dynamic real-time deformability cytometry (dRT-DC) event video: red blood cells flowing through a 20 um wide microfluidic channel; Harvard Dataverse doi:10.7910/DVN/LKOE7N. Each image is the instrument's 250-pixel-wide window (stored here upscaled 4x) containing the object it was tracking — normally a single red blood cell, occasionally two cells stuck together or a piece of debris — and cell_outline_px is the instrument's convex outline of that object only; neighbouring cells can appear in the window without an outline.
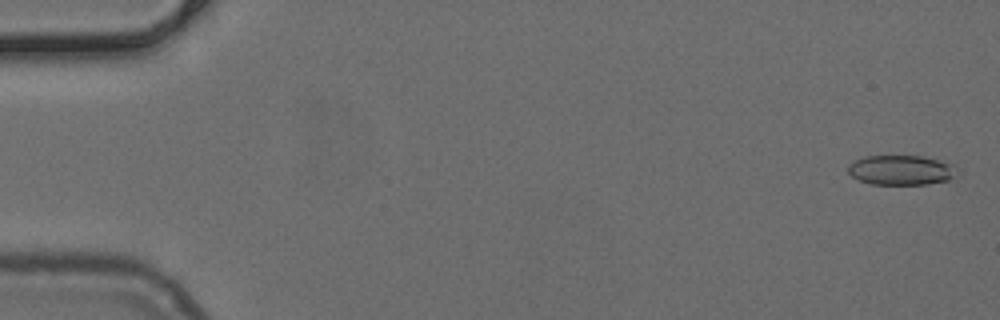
{"species": "common noctule bat (a hibernating species)", "species_latin": "Nyctalus noctula", "temperature_condition": "cold", "stored_images_in_passage": 51, "camera_frame_rate_fps": 3000, "um_per_image_px": 0.085, "animal": {"sex": "female", "body_mass_g": 24.6, "forearm_length_mm": 56.2}, "frame": {"image": 1, "passage_image": 2, "time_ms": 0.333, "image_size_px": [1000, 320], "cell_outline_px": [[960, 176], [948, 180], [928, 184], [872, 184], [860, 180], [852, 176], [848, 172], [848, 168], [856, 160], [864, 156], [920, 156], [952, 164], [960, 172]], "centroid_in_image_um": [76.66, 14.47], "position_along_channel_um": 8.3, "area_um2": 18.84}}
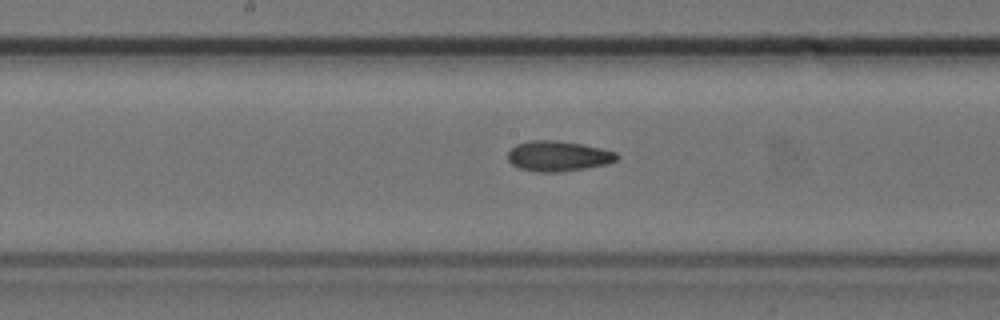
{"frame": {"image": 2, "passage_image": 27, "time_ms": 8.667, "image_size_px": [1000, 320], "cell_outline_px": [[620, 156], [616, 160], [608, 164], [560, 172], [536, 172], [520, 168], [512, 164], [508, 160], [508, 152], [516, 144], [528, 140], [556, 140], [580, 144], [600, 148], [616, 152]], "centroid_in_image_um": [47.43, 13.26], "position_along_channel_um": 200.8, "area_um2": 19.25}}
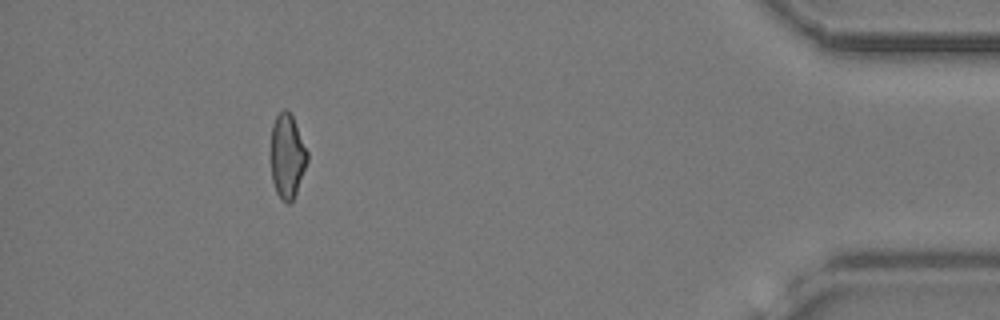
{"frame": {"image": 3, "passage_image": 47, "time_ms": 15.333, "image_size_px": [1000, 320], "cell_outline_px": [[308, 160], [296, 192], [292, 200], [288, 204], [276, 192], [272, 180], [268, 152], [272, 124], [276, 116], [284, 108], [288, 108], [292, 116], [308, 152]], "centroid_in_image_um": [24.36, 13.22], "position_along_channel_um": 410.8, "area_um2": 18.32}}